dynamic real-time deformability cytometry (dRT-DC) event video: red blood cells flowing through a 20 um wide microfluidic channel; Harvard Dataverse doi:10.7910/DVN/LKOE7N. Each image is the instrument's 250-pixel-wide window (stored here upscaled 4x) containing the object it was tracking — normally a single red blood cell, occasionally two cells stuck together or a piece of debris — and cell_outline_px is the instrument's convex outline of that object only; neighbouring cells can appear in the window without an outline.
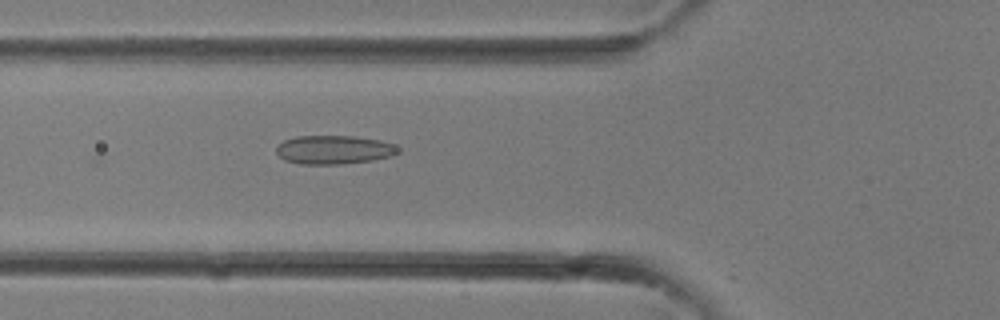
{"species": "common noctule bat (a hibernating species)", "species_latin": "Nyctalus noctula", "temperature_condition": "room temperature", "stored_images_in_passage": 15, "camera_frame_rate_fps": 3000, "um_per_image_px": 0.085, "animal": {"sex": "female"}, "frame": {"image": 1, "passage_image": 2, "time_ms": 0.333, "image_size_px": [1000, 320], "cell_outline_px": [[400, 152], [392, 156], [372, 160], [340, 164], [300, 164], [284, 160], [276, 152], [276, 144], [284, 140], [296, 136], [352, 136], [380, 140], [392, 144], [400, 148]], "centroid_in_image_um": [28.36, 12.73], "position_along_channel_um": 97.4, "area_um2": 20.46}}
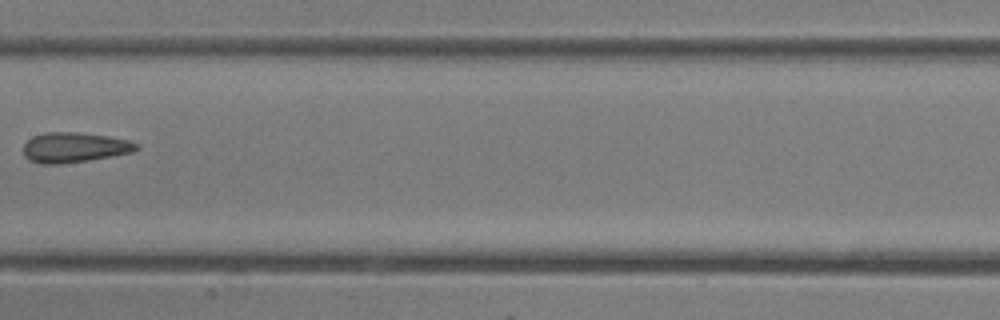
{"frame": {"image": 2, "passage_image": 7, "time_ms": 2.0, "image_size_px": [1000, 320], "cell_outline_px": [[140, 148], [132, 152], [112, 156], [88, 160], [60, 164], [40, 164], [28, 160], [24, 156], [24, 144], [32, 136], [44, 132], [76, 132], [108, 136], [128, 140], [140, 144]], "centroid_in_image_um": [6.31, 12.53], "position_along_channel_um": 201.1, "area_um2": 19.94}}
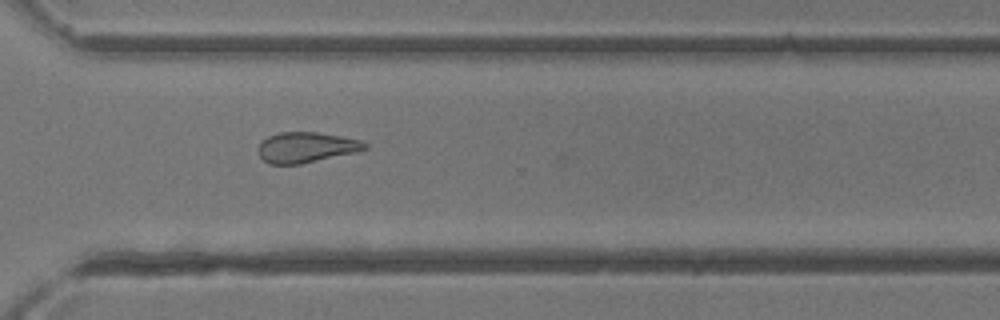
{"frame": {"image": 3, "passage_image": 14, "time_ms": 4.333, "image_size_px": [1000, 320], "cell_outline_px": [[368, 148], [356, 152], [300, 164], [268, 164], [260, 156], [256, 148], [268, 136], [280, 132], [316, 132], [340, 136], [360, 140], [368, 144]], "centroid_in_image_um": [26.01, 12.52], "position_along_channel_um": 344.6, "area_um2": 18.84}}